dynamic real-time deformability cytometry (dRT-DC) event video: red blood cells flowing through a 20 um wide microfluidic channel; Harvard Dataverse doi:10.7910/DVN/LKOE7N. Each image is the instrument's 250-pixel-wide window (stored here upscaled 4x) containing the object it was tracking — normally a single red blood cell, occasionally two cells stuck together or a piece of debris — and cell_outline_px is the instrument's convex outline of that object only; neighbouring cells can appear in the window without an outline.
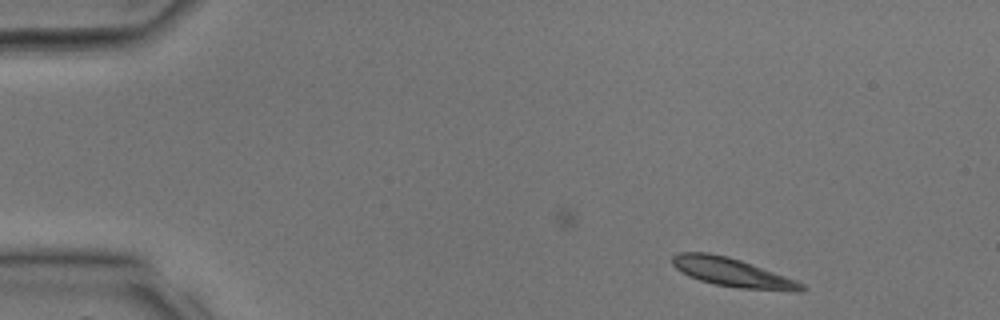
{"species": "common noctule bat (a hibernating species)", "species_latin": "Nyctalus noctula", "temperature_condition": "room temperature", "stored_images_in_passage": 28, "camera_frame_rate_fps": 3000, "um_per_image_px": 0.085, "animal": {"sex": "male", "body_mass_g": 17.9, "forearm_length_mm": 54.2}, "frame": {"image": 1, "passage_image": 1, "time_ms": 0.0, "image_size_px": [1000, 320], "cell_outline_px": [[808, 288], [800, 292], [792, 292], [736, 288], [716, 284], [700, 280], [688, 276], [680, 272], [672, 264], [672, 256], [680, 252], [708, 252], [728, 256], [752, 264], [796, 280], [804, 284]], "centroid_in_image_um": [62.28, 23.17], "position_along_channel_um": 22.7, "area_um2": 21.85}}
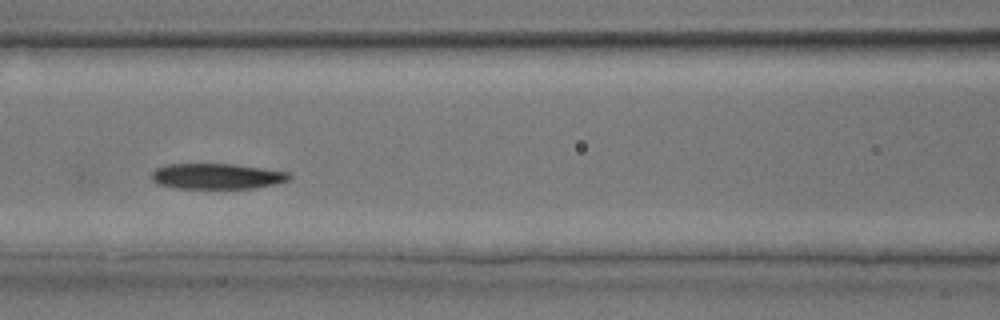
{"frame": {"image": 2, "passage_image": 12, "time_ms": 3.667, "image_size_px": [1000, 320], "cell_outline_px": [[292, 176], [288, 180], [276, 184], [256, 188], [176, 188], [156, 184], [152, 180], [152, 172], [156, 168], [168, 164], [236, 164], [292, 172]], "centroid_in_image_um": [18.47, 14.98], "position_along_channel_um": 148.1, "area_um2": 20.75}}
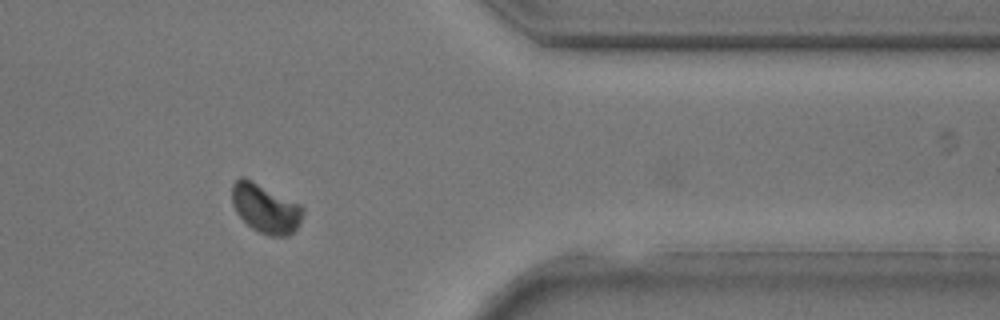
{"frame": {"image": 3, "passage_image": 25, "time_ms": 8.0, "image_size_px": [1000, 320], "cell_outline_px": [[304, 212], [300, 224], [288, 236], [268, 236], [252, 228], [236, 212], [232, 204], [232, 184], [240, 176], [244, 176], [300, 204], [304, 208]], "centroid_in_image_um": [22.57, 17.71], "position_along_channel_um": 388.8, "area_um2": 20.29}}